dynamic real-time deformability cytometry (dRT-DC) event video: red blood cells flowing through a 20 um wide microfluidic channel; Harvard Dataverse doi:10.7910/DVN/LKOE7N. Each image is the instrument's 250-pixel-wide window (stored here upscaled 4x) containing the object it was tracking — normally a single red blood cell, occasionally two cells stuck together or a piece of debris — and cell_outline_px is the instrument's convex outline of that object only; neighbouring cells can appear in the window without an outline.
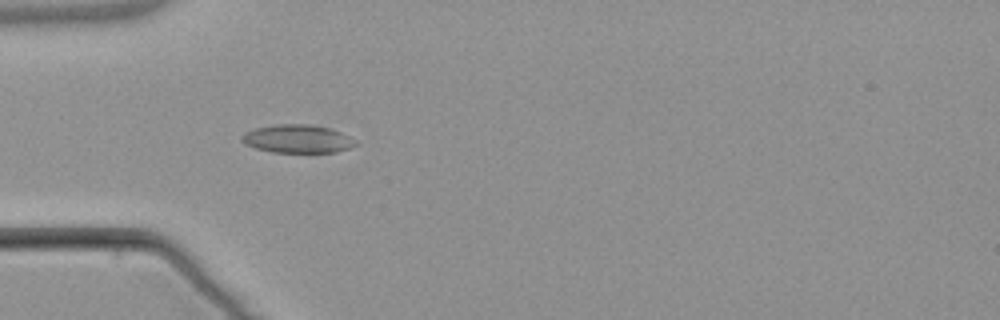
{"species": "common noctule bat (a hibernating species)", "species_latin": "Nyctalus noctula", "temperature_condition": "warm", "stored_images_in_passage": 6, "camera_frame_rate_fps": 3000, "um_per_image_px": 0.085, "animal": {"sex": "male", "body_mass_g": 21.5, "forearm_length_mm": 52.0}, "frame": {"image": 1, "passage_image": 5, "time_ms": 5.0, "image_size_px": [1000, 320], "cell_outline_px": [[356, 144], [348, 148], [336, 152], [272, 152], [256, 148], [244, 144], [240, 140], [240, 136], [244, 132], [256, 128], [272, 124], [312, 124], [332, 128], [356, 140]], "centroid_in_image_um": [25.25, 11.79], "position_along_channel_um": 59.8, "area_um2": 18.84}}
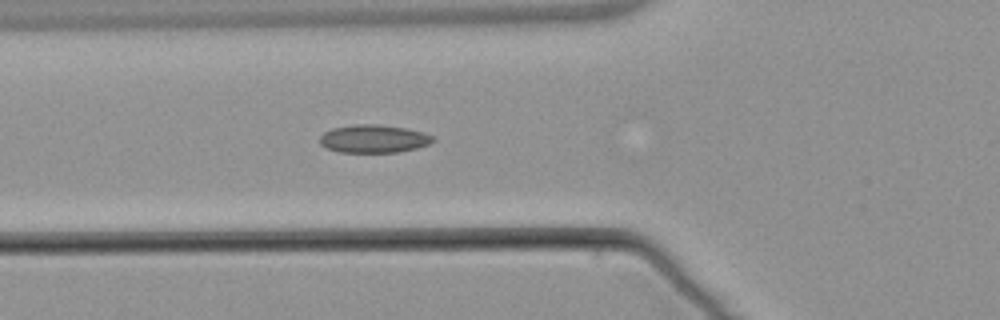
{"frame": {"image": 2, "passage_image": 6, "time_ms": 6.0, "image_size_px": [1000, 320], "cell_outline_px": [[436, 140], [428, 144], [416, 148], [396, 152], [340, 152], [324, 148], [320, 144], [320, 136], [324, 132], [332, 128], [352, 124], [376, 124], [404, 128], [424, 132], [432, 136]], "centroid_in_image_um": [31.72, 11.79], "position_along_channel_um": 94.1, "area_um2": 18.5}}